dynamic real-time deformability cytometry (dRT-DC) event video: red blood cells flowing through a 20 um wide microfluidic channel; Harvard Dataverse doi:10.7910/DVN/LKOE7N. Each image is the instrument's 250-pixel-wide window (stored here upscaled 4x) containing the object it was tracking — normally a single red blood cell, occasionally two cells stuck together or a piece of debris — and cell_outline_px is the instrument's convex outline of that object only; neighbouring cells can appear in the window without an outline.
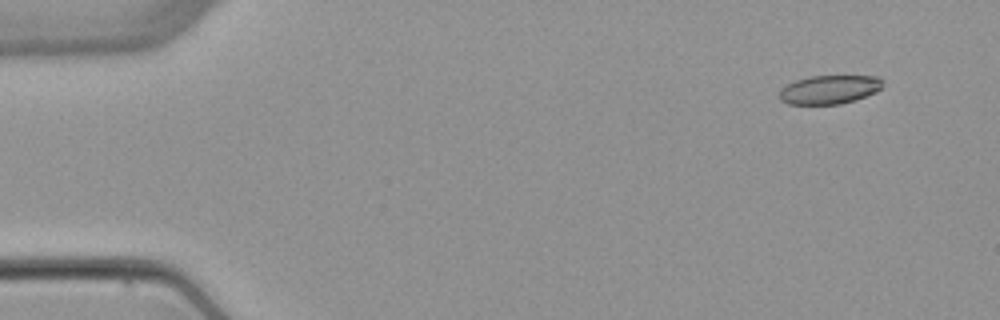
{"species": "common noctule bat (a hibernating species)", "species_latin": "Nyctalus noctula", "temperature_condition": "warm", "stored_images_in_passage": 4, "camera_frame_rate_fps": 3000, "um_per_image_px": 0.085, "animal": {"sex": "female", "body_mass_g": 22.7, "forearm_length_mm": 54.2}, "frame": {"image": 1, "passage_image": 1, "time_ms": 0.0, "image_size_px": [1000, 320], "cell_outline_px": [[884, 84], [876, 92], [856, 100], [840, 104], [788, 104], [780, 100], [780, 88], [796, 80], [812, 76], [876, 76]], "centroid_in_image_um": [70.49, 7.62], "position_along_channel_um": 14.5, "area_um2": 17.22}}
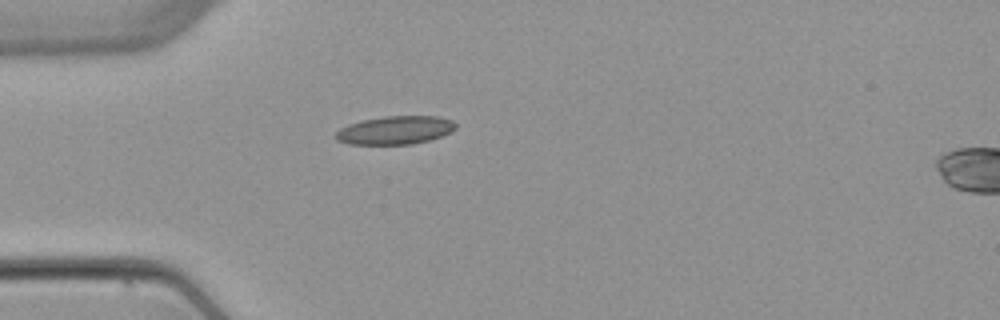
{"frame": {"image": 2, "passage_image": 4, "time_ms": 3.667, "image_size_px": [1000, 320], "cell_outline_px": [[456, 128], [452, 132], [428, 140], [412, 144], [348, 144], [336, 140], [336, 132], [340, 128], [348, 124], [360, 120], [384, 116], [436, 116], [452, 120], [456, 124]], "centroid_in_image_um": [33.57, 11.06], "position_along_channel_um": 51.4, "area_um2": 19.83}}